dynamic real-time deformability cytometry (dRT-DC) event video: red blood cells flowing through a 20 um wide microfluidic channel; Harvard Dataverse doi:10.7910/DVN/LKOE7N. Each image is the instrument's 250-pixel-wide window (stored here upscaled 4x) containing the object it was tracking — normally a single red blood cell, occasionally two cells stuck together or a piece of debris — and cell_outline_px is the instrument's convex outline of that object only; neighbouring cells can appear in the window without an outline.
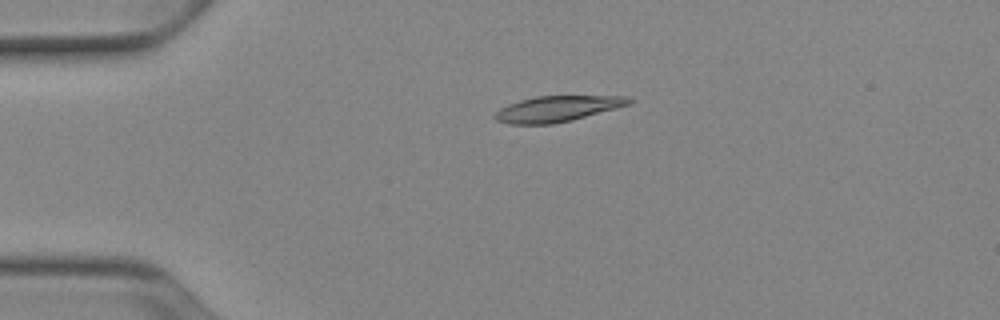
{"species": "Egyptian fruit bat (a non-hibernating species)", "species_latin": "Rousettus aegyptiacus", "temperature_condition": "cold", "stored_images_in_passage": 41, "camera_frame_rate_fps": 3000, "um_per_image_px": 0.085, "animal": {"sex": "female"}, "frame": {"image": 1, "passage_image": 1, "time_ms": 0.0, "image_size_px": [1000, 320], "cell_outline_px": [[636, 100], [632, 104], [572, 120], [552, 124], [508, 124], [496, 120], [492, 116], [500, 108], [508, 104], [520, 100], [536, 96], [628, 96]], "centroid_in_image_um": [47.4, 9.24], "position_along_channel_um": 37.6, "area_um2": 20.29}}
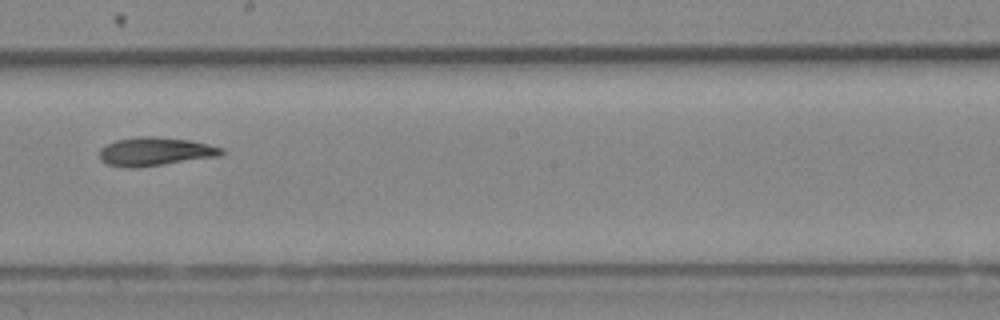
{"frame": {"image": 2, "passage_image": 19, "time_ms": 6.0, "image_size_px": [1000, 320], "cell_outline_px": [[224, 152], [220, 156], [140, 168], [124, 168], [108, 164], [100, 160], [100, 148], [116, 140], [136, 136], [156, 136], [188, 140], [208, 144], [224, 148]], "centroid_in_image_um": [13.18, 12.89], "position_along_channel_um": 235.0, "area_um2": 20.52}}
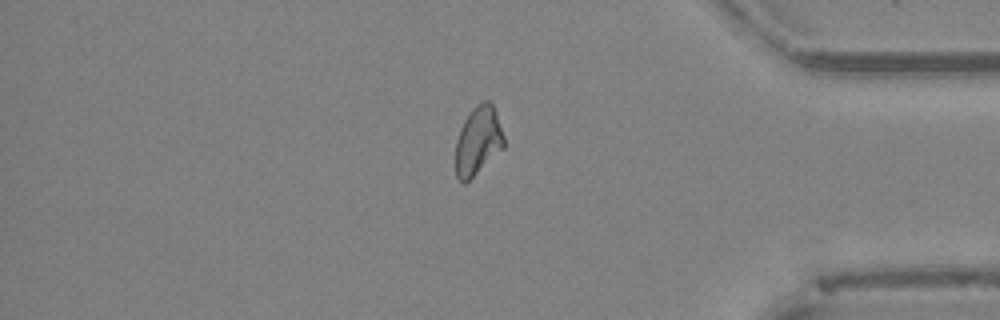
{"frame": {"image": 3, "passage_image": 33, "time_ms": 10.667, "image_size_px": [1000, 320], "cell_outline_px": [[504, 148], [464, 184], [456, 176], [456, 140], [460, 128], [464, 120], [472, 108], [480, 100], [488, 100], [492, 104], [504, 136]], "centroid_in_image_um": [40.63, 11.94], "position_along_channel_um": 394.6, "area_um2": 19.19}, "authors_computed_cell_mechanics": {"area_um2": 20.0566, "velocity_mm_per_s": 3.9148, "shape_relaxation_time_tau1_ms": 9.8373, "shape_relaxation_time_tau2_ms": 9.2847, "deformation_change_tau1": 0.225, "deformation_change_tau2": 0.1384}}